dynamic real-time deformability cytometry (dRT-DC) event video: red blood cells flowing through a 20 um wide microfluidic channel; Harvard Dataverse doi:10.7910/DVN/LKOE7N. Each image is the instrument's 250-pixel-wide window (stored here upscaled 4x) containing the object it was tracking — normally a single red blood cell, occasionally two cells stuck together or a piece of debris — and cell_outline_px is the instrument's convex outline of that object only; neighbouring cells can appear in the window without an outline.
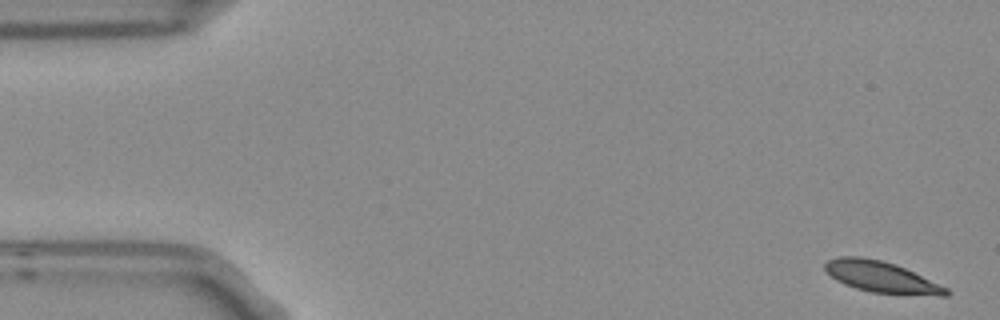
{"species": "Egyptian fruit bat (a non-hibernating species)", "species_latin": "Rousettus aegyptiacus", "temperature_condition": "room temperature", "stored_images_in_passage": 4, "camera_frame_rate_fps": 3000, "um_per_image_px": 0.085, "frame": {"image": 1, "passage_image": 1, "time_ms": 0.0, "image_size_px": [1000, 320], "cell_outline_px": [[952, 292], [948, 296], [940, 296], [872, 292], [856, 288], [844, 284], [836, 280], [824, 268], [824, 264], [828, 260], [840, 256], [860, 256], [880, 260], [896, 264], [940, 284], [948, 288]], "centroid_in_image_um": [74.94, 23.54], "position_along_channel_um": 10.1, "area_um2": 21.91}}